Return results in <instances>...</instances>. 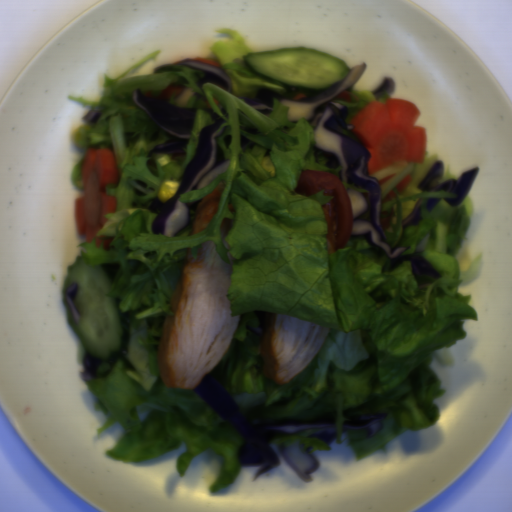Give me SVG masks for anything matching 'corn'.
I'll return each mask as SVG.
<instances>
[{"instance_id": "obj_1", "label": "corn", "mask_w": 512, "mask_h": 512, "mask_svg": "<svg viewBox=\"0 0 512 512\" xmlns=\"http://www.w3.org/2000/svg\"><path fill=\"white\" fill-rule=\"evenodd\" d=\"M179 190V181L164 180L158 187V199L161 202H166L172 198Z\"/></svg>"}, {"instance_id": "obj_2", "label": "corn", "mask_w": 512, "mask_h": 512, "mask_svg": "<svg viewBox=\"0 0 512 512\" xmlns=\"http://www.w3.org/2000/svg\"><path fill=\"white\" fill-rule=\"evenodd\" d=\"M91 130L90 125L87 124H79L72 132L73 140L78 148H85L83 144L84 135L86 132Z\"/></svg>"}, {"instance_id": "obj_3", "label": "corn", "mask_w": 512, "mask_h": 512, "mask_svg": "<svg viewBox=\"0 0 512 512\" xmlns=\"http://www.w3.org/2000/svg\"><path fill=\"white\" fill-rule=\"evenodd\" d=\"M261 166H262L263 169H265L266 171L269 172L271 177L275 176L276 169H275V166H274L270 156L263 157L262 162H261Z\"/></svg>"}, {"instance_id": "obj_4", "label": "corn", "mask_w": 512, "mask_h": 512, "mask_svg": "<svg viewBox=\"0 0 512 512\" xmlns=\"http://www.w3.org/2000/svg\"><path fill=\"white\" fill-rule=\"evenodd\" d=\"M171 161V157L169 155H163V156H160L158 159H157V164L161 165V166H166L167 164H169Z\"/></svg>"}]
</instances>
